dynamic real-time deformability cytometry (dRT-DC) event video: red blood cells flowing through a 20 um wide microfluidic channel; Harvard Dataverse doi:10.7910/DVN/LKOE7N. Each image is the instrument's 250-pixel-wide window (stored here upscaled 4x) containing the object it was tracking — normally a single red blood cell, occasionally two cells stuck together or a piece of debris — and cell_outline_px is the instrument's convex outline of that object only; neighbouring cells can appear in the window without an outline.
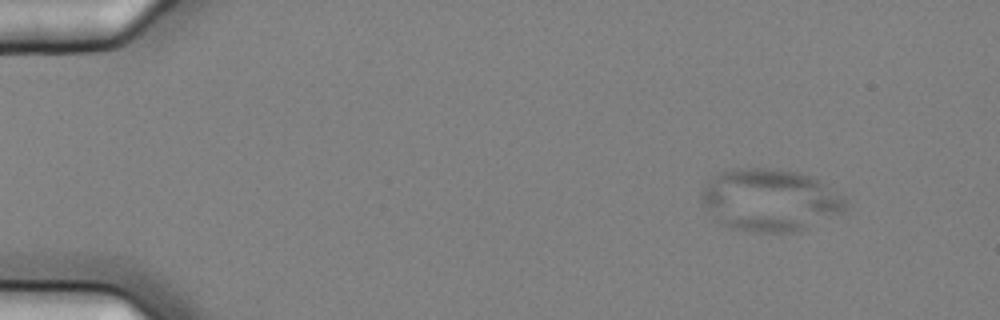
{"species": "common noctule bat (a hibernating species)", "species_latin": "Nyctalus noctula", "temperature_condition": "cold", "stored_images_in_passage": 4, "camera_frame_rate_fps": 3000, "um_per_image_px": 0.085, "animal": {"sex": "female", "body_mass_g": 25.1}, "frame": {"image": 1, "passage_image": 1, "time_ms": 0.0, "image_size_px": [1000, 320], "cell_outline_px": [[848, 208], [844, 216], [796, 232], [748, 232], [728, 228], [712, 220], [700, 200], [700, 192], [704, 184], [708, 180], [720, 172], [736, 168], [772, 168], [800, 172], [812, 176], [820, 180], [844, 196]], "centroid_in_image_um": [65.48, 17.03], "position_along_channel_um": 19.5, "area_um2": 54.1}}